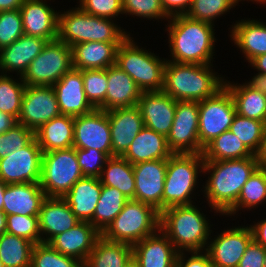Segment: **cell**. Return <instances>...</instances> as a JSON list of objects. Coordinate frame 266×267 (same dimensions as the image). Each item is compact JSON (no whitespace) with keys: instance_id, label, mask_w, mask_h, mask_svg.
Returning <instances> with one entry per match:
<instances>
[{"instance_id":"obj_41","label":"cell","mask_w":266,"mask_h":267,"mask_svg":"<svg viewBox=\"0 0 266 267\" xmlns=\"http://www.w3.org/2000/svg\"><path fill=\"white\" fill-rule=\"evenodd\" d=\"M10 77L7 74H0V111L18 119L26 85L21 77L20 82Z\"/></svg>"},{"instance_id":"obj_12","label":"cell","mask_w":266,"mask_h":267,"mask_svg":"<svg viewBox=\"0 0 266 267\" xmlns=\"http://www.w3.org/2000/svg\"><path fill=\"white\" fill-rule=\"evenodd\" d=\"M198 119L199 102L176 101L174 120L167 136V144L173 154L203 153L198 137Z\"/></svg>"},{"instance_id":"obj_31","label":"cell","mask_w":266,"mask_h":267,"mask_svg":"<svg viewBox=\"0 0 266 267\" xmlns=\"http://www.w3.org/2000/svg\"><path fill=\"white\" fill-rule=\"evenodd\" d=\"M120 44L89 41L73 45L71 47L73 68L77 70L107 69L116 64V52Z\"/></svg>"},{"instance_id":"obj_42","label":"cell","mask_w":266,"mask_h":267,"mask_svg":"<svg viewBox=\"0 0 266 267\" xmlns=\"http://www.w3.org/2000/svg\"><path fill=\"white\" fill-rule=\"evenodd\" d=\"M84 91L90 104L95 109L105 111V97L107 90V69L82 70Z\"/></svg>"},{"instance_id":"obj_1","label":"cell","mask_w":266,"mask_h":267,"mask_svg":"<svg viewBox=\"0 0 266 267\" xmlns=\"http://www.w3.org/2000/svg\"><path fill=\"white\" fill-rule=\"evenodd\" d=\"M257 168L255 155L243 159L204 161L203 173H210L203 186L209 206L224 215L237 202L243 185Z\"/></svg>"},{"instance_id":"obj_61","label":"cell","mask_w":266,"mask_h":267,"mask_svg":"<svg viewBox=\"0 0 266 267\" xmlns=\"http://www.w3.org/2000/svg\"><path fill=\"white\" fill-rule=\"evenodd\" d=\"M124 267H140V264L132 255L131 258L126 262Z\"/></svg>"},{"instance_id":"obj_52","label":"cell","mask_w":266,"mask_h":267,"mask_svg":"<svg viewBox=\"0 0 266 267\" xmlns=\"http://www.w3.org/2000/svg\"><path fill=\"white\" fill-rule=\"evenodd\" d=\"M184 254V252H178L176 267H213L209 254L206 251H191V256L187 257L188 259H185L186 255Z\"/></svg>"},{"instance_id":"obj_21","label":"cell","mask_w":266,"mask_h":267,"mask_svg":"<svg viewBox=\"0 0 266 267\" xmlns=\"http://www.w3.org/2000/svg\"><path fill=\"white\" fill-rule=\"evenodd\" d=\"M46 0H24L19 9L22 16L24 35L40 37L48 41L57 39V10L48 6Z\"/></svg>"},{"instance_id":"obj_64","label":"cell","mask_w":266,"mask_h":267,"mask_svg":"<svg viewBox=\"0 0 266 267\" xmlns=\"http://www.w3.org/2000/svg\"><path fill=\"white\" fill-rule=\"evenodd\" d=\"M264 267H266V255H265V260H264Z\"/></svg>"},{"instance_id":"obj_53","label":"cell","mask_w":266,"mask_h":267,"mask_svg":"<svg viewBox=\"0 0 266 267\" xmlns=\"http://www.w3.org/2000/svg\"><path fill=\"white\" fill-rule=\"evenodd\" d=\"M161 5L169 17L186 15L191 8L193 0H160Z\"/></svg>"},{"instance_id":"obj_33","label":"cell","mask_w":266,"mask_h":267,"mask_svg":"<svg viewBox=\"0 0 266 267\" xmlns=\"http://www.w3.org/2000/svg\"><path fill=\"white\" fill-rule=\"evenodd\" d=\"M231 29V40L241 49L248 62L266 53L265 23L243 19L232 25Z\"/></svg>"},{"instance_id":"obj_63","label":"cell","mask_w":266,"mask_h":267,"mask_svg":"<svg viewBox=\"0 0 266 267\" xmlns=\"http://www.w3.org/2000/svg\"><path fill=\"white\" fill-rule=\"evenodd\" d=\"M235 1L238 3V2H240V1H242V0H235ZM243 1H244V0H243ZM247 1H248V0H247ZM250 1H255L256 3L259 2L260 4H263V3L265 4V3H266V0H250Z\"/></svg>"},{"instance_id":"obj_24","label":"cell","mask_w":266,"mask_h":267,"mask_svg":"<svg viewBox=\"0 0 266 267\" xmlns=\"http://www.w3.org/2000/svg\"><path fill=\"white\" fill-rule=\"evenodd\" d=\"M132 255L140 267H176L178 251L159 229L133 245Z\"/></svg>"},{"instance_id":"obj_13","label":"cell","mask_w":266,"mask_h":267,"mask_svg":"<svg viewBox=\"0 0 266 267\" xmlns=\"http://www.w3.org/2000/svg\"><path fill=\"white\" fill-rule=\"evenodd\" d=\"M42 149L34 138L27 146L0 159V178L6 184L40 183Z\"/></svg>"},{"instance_id":"obj_36","label":"cell","mask_w":266,"mask_h":267,"mask_svg":"<svg viewBox=\"0 0 266 267\" xmlns=\"http://www.w3.org/2000/svg\"><path fill=\"white\" fill-rule=\"evenodd\" d=\"M205 161H220L253 157L254 154L247 146L232 133L223 132L212 140L203 150Z\"/></svg>"},{"instance_id":"obj_32","label":"cell","mask_w":266,"mask_h":267,"mask_svg":"<svg viewBox=\"0 0 266 267\" xmlns=\"http://www.w3.org/2000/svg\"><path fill=\"white\" fill-rule=\"evenodd\" d=\"M74 117L60 115L43 124L35 131V138L42 152L73 147Z\"/></svg>"},{"instance_id":"obj_25","label":"cell","mask_w":266,"mask_h":267,"mask_svg":"<svg viewBox=\"0 0 266 267\" xmlns=\"http://www.w3.org/2000/svg\"><path fill=\"white\" fill-rule=\"evenodd\" d=\"M46 197L40 183L7 184L3 212L6 215L39 216Z\"/></svg>"},{"instance_id":"obj_43","label":"cell","mask_w":266,"mask_h":267,"mask_svg":"<svg viewBox=\"0 0 266 267\" xmlns=\"http://www.w3.org/2000/svg\"><path fill=\"white\" fill-rule=\"evenodd\" d=\"M31 267H83V263L61 254L48 243L41 242L33 247Z\"/></svg>"},{"instance_id":"obj_44","label":"cell","mask_w":266,"mask_h":267,"mask_svg":"<svg viewBox=\"0 0 266 267\" xmlns=\"http://www.w3.org/2000/svg\"><path fill=\"white\" fill-rule=\"evenodd\" d=\"M237 4L235 0H193L186 15L191 19L214 25L216 17L226 14Z\"/></svg>"},{"instance_id":"obj_29","label":"cell","mask_w":266,"mask_h":267,"mask_svg":"<svg viewBox=\"0 0 266 267\" xmlns=\"http://www.w3.org/2000/svg\"><path fill=\"white\" fill-rule=\"evenodd\" d=\"M102 184L97 177L80 178L63 196L79 221H90L101 195Z\"/></svg>"},{"instance_id":"obj_19","label":"cell","mask_w":266,"mask_h":267,"mask_svg":"<svg viewBox=\"0 0 266 267\" xmlns=\"http://www.w3.org/2000/svg\"><path fill=\"white\" fill-rule=\"evenodd\" d=\"M107 114L110 124L112 157L122 156L144 127L141 112L137 106H134L108 110Z\"/></svg>"},{"instance_id":"obj_55","label":"cell","mask_w":266,"mask_h":267,"mask_svg":"<svg viewBox=\"0 0 266 267\" xmlns=\"http://www.w3.org/2000/svg\"><path fill=\"white\" fill-rule=\"evenodd\" d=\"M249 227L251 228L253 239L266 248V218Z\"/></svg>"},{"instance_id":"obj_26","label":"cell","mask_w":266,"mask_h":267,"mask_svg":"<svg viewBox=\"0 0 266 267\" xmlns=\"http://www.w3.org/2000/svg\"><path fill=\"white\" fill-rule=\"evenodd\" d=\"M47 42L48 40L40 37L22 35L11 45L2 48L0 50V71H3L1 74L16 71L17 75L22 77L29 64L41 53Z\"/></svg>"},{"instance_id":"obj_6","label":"cell","mask_w":266,"mask_h":267,"mask_svg":"<svg viewBox=\"0 0 266 267\" xmlns=\"http://www.w3.org/2000/svg\"><path fill=\"white\" fill-rule=\"evenodd\" d=\"M159 229L160 212L151 205L129 199L101 236L112 242L133 246Z\"/></svg>"},{"instance_id":"obj_39","label":"cell","mask_w":266,"mask_h":267,"mask_svg":"<svg viewBox=\"0 0 266 267\" xmlns=\"http://www.w3.org/2000/svg\"><path fill=\"white\" fill-rule=\"evenodd\" d=\"M266 201V169L257 168L243 185L237 202L224 214H236L241 208H256Z\"/></svg>"},{"instance_id":"obj_40","label":"cell","mask_w":266,"mask_h":267,"mask_svg":"<svg viewBox=\"0 0 266 267\" xmlns=\"http://www.w3.org/2000/svg\"><path fill=\"white\" fill-rule=\"evenodd\" d=\"M266 124L263 121L240 116L236 113L230 130L255 154L262 142Z\"/></svg>"},{"instance_id":"obj_58","label":"cell","mask_w":266,"mask_h":267,"mask_svg":"<svg viewBox=\"0 0 266 267\" xmlns=\"http://www.w3.org/2000/svg\"><path fill=\"white\" fill-rule=\"evenodd\" d=\"M24 0H0V12L20 9Z\"/></svg>"},{"instance_id":"obj_48","label":"cell","mask_w":266,"mask_h":267,"mask_svg":"<svg viewBox=\"0 0 266 267\" xmlns=\"http://www.w3.org/2000/svg\"><path fill=\"white\" fill-rule=\"evenodd\" d=\"M123 14L135 15L150 19H165L170 17L164 11L160 0H122Z\"/></svg>"},{"instance_id":"obj_7","label":"cell","mask_w":266,"mask_h":267,"mask_svg":"<svg viewBox=\"0 0 266 267\" xmlns=\"http://www.w3.org/2000/svg\"><path fill=\"white\" fill-rule=\"evenodd\" d=\"M204 161L202 153L172 154L167 159L162 211L172 206L193 204L190 195L196 190L198 174L204 170Z\"/></svg>"},{"instance_id":"obj_45","label":"cell","mask_w":266,"mask_h":267,"mask_svg":"<svg viewBox=\"0 0 266 267\" xmlns=\"http://www.w3.org/2000/svg\"><path fill=\"white\" fill-rule=\"evenodd\" d=\"M6 232L25 238L30 242L41 243L38 216L6 215Z\"/></svg>"},{"instance_id":"obj_2","label":"cell","mask_w":266,"mask_h":267,"mask_svg":"<svg viewBox=\"0 0 266 267\" xmlns=\"http://www.w3.org/2000/svg\"><path fill=\"white\" fill-rule=\"evenodd\" d=\"M169 32L170 56L176 63L210 65L215 52V25L194 20L187 15L170 17Z\"/></svg>"},{"instance_id":"obj_30","label":"cell","mask_w":266,"mask_h":267,"mask_svg":"<svg viewBox=\"0 0 266 267\" xmlns=\"http://www.w3.org/2000/svg\"><path fill=\"white\" fill-rule=\"evenodd\" d=\"M172 154L167 138L144 126L122 157L134 165L143 161L168 159Z\"/></svg>"},{"instance_id":"obj_47","label":"cell","mask_w":266,"mask_h":267,"mask_svg":"<svg viewBox=\"0 0 266 267\" xmlns=\"http://www.w3.org/2000/svg\"><path fill=\"white\" fill-rule=\"evenodd\" d=\"M24 35L19 9L0 12V50Z\"/></svg>"},{"instance_id":"obj_60","label":"cell","mask_w":266,"mask_h":267,"mask_svg":"<svg viewBox=\"0 0 266 267\" xmlns=\"http://www.w3.org/2000/svg\"><path fill=\"white\" fill-rule=\"evenodd\" d=\"M7 184L0 178V211H3L4 191Z\"/></svg>"},{"instance_id":"obj_10","label":"cell","mask_w":266,"mask_h":267,"mask_svg":"<svg viewBox=\"0 0 266 267\" xmlns=\"http://www.w3.org/2000/svg\"><path fill=\"white\" fill-rule=\"evenodd\" d=\"M72 69V48L56 39L47 42L21 78L26 86H53Z\"/></svg>"},{"instance_id":"obj_62","label":"cell","mask_w":266,"mask_h":267,"mask_svg":"<svg viewBox=\"0 0 266 267\" xmlns=\"http://www.w3.org/2000/svg\"><path fill=\"white\" fill-rule=\"evenodd\" d=\"M258 83L260 84V86L263 88L264 93L266 95V78L265 79H261L258 81Z\"/></svg>"},{"instance_id":"obj_28","label":"cell","mask_w":266,"mask_h":267,"mask_svg":"<svg viewBox=\"0 0 266 267\" xmlns=\"http://www.w3.org/2000/svg\"><path fill=\"white\" fill-rule=\"evenodd\" d=\"M224 86L233 97L238 115L266 124V95L258 82L249 81L237 85L225 79Z\"/></svg>"},{"instance_id":"obj_11","label":"cell","mask_w":266,"mask_h":267,"mask_svg":"<svg viewBox=\"0 0 266 267\" xmlns=\"http://www.w3.org/2000/svg\"><path fill=\"white\" fill-rule=\"evenodd\" d=\"M236 107L230 91L224 86L214 96L199 102L200 146L204 149L212 140L230 130Z\"/></svg>"},{"instance_id":"obj_49","label":"cell","mask_w":266,"mask_h":267,"mask_svg":"<svg viewBox=\"0 0 266 267\" xmlns=\"http://www.w3.org/2000/svg\"><path fill=\"white\" fill-rule=\"evenodd\" d=\"M76 149L77 161L84 176L99 178L102 169L110 158L106 153L95 148Z\"/></svg>"},{"instance_id":"obj_59","label":"cell","mask_w":266,"mask_h":267,"mask_svg":"<svg viewBox=\"0 0 266 267\" xmlns=\"http://www.w3.org/2000/svg\"><path fill=\"white\" fill-rule=\"evenodd\" d=\"M6 214L3 211H0V236L6 232Z\"/></svg>"},{"instance_id":"obj_46","label":"cell","mask_w":266,"mask_h":267,"mask_svg":"<svg viewBox=\"0 0 266 267\" xmlns=\"http://www.w3.org/2000/svg\"><path fill=\"white\" fill-rule=\"evenodd\" d=\"M35 138V132L17 123L12 128L0 134V159L13 151L27 146Z\"/></svg>"},{"instance_id":"obj_50","label":"cell","mask_w":266,"mask_h":267,"mask_svg":"<svg viewBox=\"0 0 266 267\" xmlns=\"http://www.w3.org/2000/svg\"><path fill=\"white\" fill-rule=\"evenodd\" d=\"M79 7L90 15L107 19L123 14L122 0H79Z\"/></svg>"},{"instance_id":"obj_14","label":"cell","mask_w":266,"mask_h":267,"mask_svg":"<svg viewBox=\"0 0 266 267\" xmlns=\"http://www.w3.org/2000/svg\"><path fill=\"white\" fill-rule=\"evenodd\" d=\"M53 86H26L17 122L34 132L43 124L60 116Z\"/></svg>"},{"instance_id":"obj_8","label":"cell","mask_w":266,"mask_h":267,"mask_svg":"<svg viewBox=\"0 0 266 267\" xmlns=\"http://www.w3.org/2000/svg\"><path fill=\"white\" fill-rule=\"evenodd\" d=\"M130 35L118 46L116 65L125 71L145 91H162L164 87L163 60L148 50L139 48Z\"/></svg>"},{"instance_id":"obj_54","label":"cell","mask_w":266,"mask_h":267,"mask_svg":"<svg viewBox=\"0 0 266 267\" xmlns=\"http://www.w3.org/2000/svg\"><path fill=\"white\" fill-rule=\"evenodd\" d=\"M249 63L254 69L259 71L250 81L258 82L266 78V53L255 57Z\"/></svg>"},{"instance_id":"obj_15","label":"cell","mask_w":266,"mask_h":267,"mask_svg":"<svg viewBox=\"0 0 266 267\" xmlns=\"http://www.w3.org/2000/svg\"><path fill=\"white\" fill-rule=\"evenodd\" d=\"M73 147L79 149L95 148L112 157L110 124L107 111L94 109L74 117Z\"/></svg>"},{"instance_id":"obj_16","label":"cell","mask_w":266,"mask_h":267,"mask_svg":"<svg viewBox=\"0 0 266 267\" xmlns=\"http://www.w3.org/2000/svg\"><path fill=\"white\" fill-rule=\"evenodd\" d=\"M252 239V231L248 226H234L223 230L211 239L213 241H210L206 248L213 267H238Z\"/></svg>"},{"instance_id":"obj_35","label":"cell","mask_w":266,"mask_h":267,"mask_svg":"<svg viewBox=\"0 0 266 267\" xmlns=\"http://www.w3.org/2000/svg\"><path fill=\"white\" fill-rule=\"evenodd\" d=\"M101 184L115 187L128 199H134L135 177L133 165L122 156L110 157L99 177Z\"/></svg>"},{"instance_id":"obj_34","label":"cell","mask_w":266,"mask_h":267,"mask_svg":"<svg viewBox=\"0 0 266 267\" xmlns=\"http://www.w3.org/2000/svg\"><path fill=\"white\" fill-rule=\"evenodd\" d=\"M131 256V245L112 242L101 236L83 267H124Z\"/></svg>"},{"instance_id":"obj_9","label":"cell","mask_w":266,"mask_h":267,"mask_svg":"<svg viewBox=\"0 0 266 267\" xmlns=\"http://www.w3.org/2000/svg\"><path fill=\"white\" fill-rule=\"evenodd\" d=\"M82 177L74 147L43 152L40 186L47 197L65 196Z\"/></svg>"},{"instance_id":"obj_23","label":"cell","mask_w":266,"mask_h":267,"mask_svg":"<svg viewBox=\"0 0 266 267\" xmlns=\"http://www.w3.org/2000/svg\"><path fill=\"white\" fill-rule=\"evenodd\" d=\"M38 217L41 242L44 243L80 222L63 197H46Z\"/></svg>"},{"instance_id":"obj_4","label":"cell","mask_w":266,"mask_h":267,"mask_svg":"<svg viewBox=\"0 0 266 267\" xmlns=\"http://www.w3.org/2000/svg\"><path fill=\"white\" fill-rule=\"evenodd\" d=\"M195 205L172 206L160 213V230L178 252L206 251L212 230Z\"/></svg>"},{"instance_id":"obj_57","label":"cell","mask_w":266,"mask_h":267,"mask_svg":"<svg viewBox=\"0 0 266 267\" xmlns=\"http://www.w3.org/2000/svg\"><path fill=\"white\" fill-rule=\"evenodd\" d=\"M259 168L266 169V129L258 151L254 154Z\"/></svg>"},{"instance_id":"obj_51","label":"cell","mask_w":266,"mask_h":267,"mask_svg":"<svg viewBox=\"0 0 266 267\" xmlns=\"http://www.w3.org/2000/svg\"><path fill=\"white\" fill-rule=\"evenodd\" d=\"M266 248L252 239L241 258L238 267H264Z\"/></svg>"},{"instance_id":"obj_17","label":"cell","mask_w":266,"mask_h":267,"mask_svg":"<svg viewBox=\"0 0 266 267\" xmlns=\"http://www.w3.org/2000/svg\"><path fill=\"white\" fill-rule=\"evenodd\" d=\"M166 171L167 159L143 161L134 164V200L151 205L161 213Z\"/></svg>"},{"instance_id":"obj_18","label":"cell","mask_w":266,"mask_h":267,"mask_svg":"<svg viewBox=\"0 0 266 267\" xmlns=\"http://www.w3.org/2000/svg\"><path fill=\"white\" fill-rule=\"evenodd\" d=\"M144 126L167 138L176 111V100L162 91H145L137 103Z\"/></svg>"},{"instance_id":"obj_38","label":"cell","mask_w":266,"mask_h":267,"mask_svg":"<svg viewBox=\"0 0 266 267\" xmlns=\"http://www.w3.org/2000/svg\"><path fill=\"white\" fill-rule=\"evenodd\" d=\"M34 243L29 240L3 233L0 236V260L4 267H31Z\"/></svg>"},{"instance_id":"obj_22","label":"cell","mask_w":266,"mask_h":267,"mask_svg":"<svg viewBox=\"0 0 266 267\" xmlns=\"http://www.w3.org/2000/svg\"><path fill=\"white\" fill-rule=\"evenodd\" d=\"M61 115L80 116L95 108L88 101L82 70L72 69L53 85Z\"/></svg>"},{"instance_id":"obj_20","label":"cell","mask_w":266,"mask_h":267,"mask_svg":"<svg viewBox=\"0 0 266 267\" xmlns=\"http://www.w3.org/2000/svg\"><path fill=\"white\" fill-rule=\"evenodd\" d=\"M100 237L101 233L90 222L80 221L68 231L53 237L48 244L84 264Z\"/></svg>"},{"instance_id":"obj_56","label":"cell","mask_w":266,"mask_h":267,"mask_svg":"<svg viewBox=\"0 0 266 267\" xmlns=\"http://www.w3.org/2000/svg\"><path fill=\"white\" fill-rule=\"evenodd\" d=\"M17 123V119L14 116L0 111V134H3Z\"/></svg>"},{"instance_id":"obj_5","label":"cell","mask_w":266,"mask_h":267,"mask_svg":"<svg viewBox=\"0 0 266 267\" xmlns=\"http://www.w3.org/2000/svg\"><path fill=\"white\" fill-rule=\"evenodd\" d=\"M58 13L57 39L70 47L89 41L122 43L130 35L124 29L121 30L112 19L90 15L79 6Z\"/></svg>"},{"instance_id":"obj_37","label":"cell","mask_w":266,"mask_h":267,"mask_svg":"<svg viewBox=\"0 0 266 267\" xmlns=\"http://www.w3.org/2000/svg\"><path fill=\"white\" fill-rule=\"evenodd\" d=\"M128 200L117 188L102 185L95 213L89 222L102 233L122 211Z\"/></svg>"},{"instance_id":"obj_27","label":"cell","mask_w":266,"mask_h":267,"mask_svg":"<svg viewBox=\"0 0 266 267\" xmlns=\"http://www.w3.org/2000/svg\"><path fill=\"white\" fill-rule=\"evenodd\" d=\"M107 80L105 111L137 106L142 90L125 71L111 65L107 68Z\"/></svg>"},{"instance_id":"obj_65","label":"cell","mask_w":266,"mask_h":267,"mask_svg":"<svg viewBox=\"0 0 266 267\" xmlns=\"http://www.w3.org/2000/svg\"><path fill=\"white\" fill-rule=\"evenodd\" d=\"M0 267H4L2 261L0 260Z\"/></svg>"},{"instance_id":"obj_3","label":"cell","mask_w":266,"mask_h":267,"mask_svg":"<svg viewBox=\"0 0 266 267\" xmlns=\"http://www.w3.org/2000/svg\"><path fill=\"white\" fill-rule=\"evenodd\" d=\"M212 65L167 61L163 91L176 101L200 102L214 96L224 87L225 81L211 69Z\"/></svg>"}]
</instances>
